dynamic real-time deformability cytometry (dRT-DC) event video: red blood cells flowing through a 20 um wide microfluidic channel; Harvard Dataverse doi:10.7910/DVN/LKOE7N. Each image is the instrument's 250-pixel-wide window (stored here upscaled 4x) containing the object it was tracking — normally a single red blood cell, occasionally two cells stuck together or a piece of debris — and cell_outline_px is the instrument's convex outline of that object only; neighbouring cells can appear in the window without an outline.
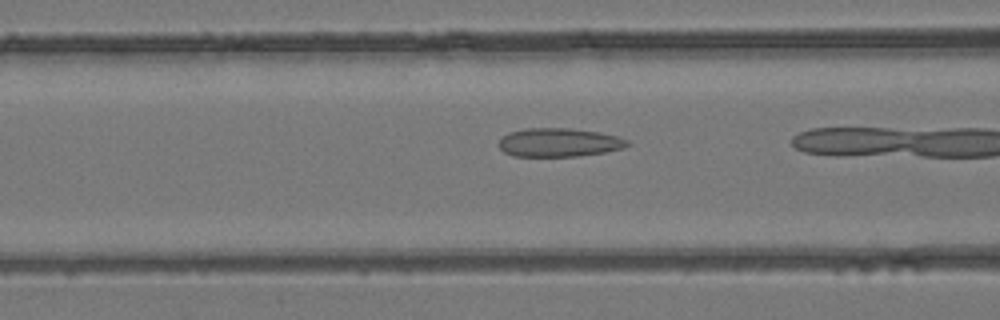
{"species": "common noctule bat (a hibernating species)", "species_latin": "Nyctalus noctula", "temperature_condition": "room temperature", "stored_images_in_passage": 4, "camera_frame_rate_fps": 3000, "um_per_image_px": 0.085, "animal": {"sex": "female", "body_mass_g": 24.6, "forearm_length_mm": 56.2}, "frame": {"image": 1, "passage_image": 3, "time_ms": 0.667, "image_size_px": [1000, 320], "cell_outline_px": [[632, 144], [624, 148], [604, 152], [576, 156], [512, 156], [504, 152], [500, 148], [500, 140], [508, 132], [524, 128], [568, 128], [600, 132], [616, 136], [628, 140]], "centroid_in_image_um": [47.53, 12.1], "position_along_channel_um": 119.1, "area_um2": 21.44}}